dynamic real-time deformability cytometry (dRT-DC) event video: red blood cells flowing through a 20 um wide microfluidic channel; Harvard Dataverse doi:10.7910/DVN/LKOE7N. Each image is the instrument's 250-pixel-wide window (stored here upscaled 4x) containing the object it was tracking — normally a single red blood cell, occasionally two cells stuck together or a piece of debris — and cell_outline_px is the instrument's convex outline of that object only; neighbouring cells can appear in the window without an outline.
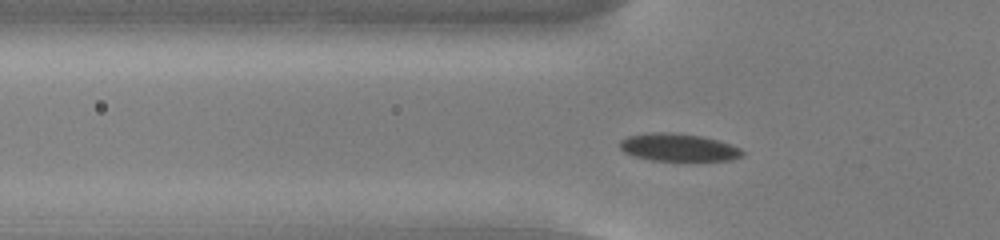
{"species": "common noctule bat (a hibernating species)", "species_latin": "Nyctalus noctula", "temperature_condition": "cold", "stored_images_in_passage": 47, "camera_frame_rate_fps": 3000, "um_per_image_px": 0.085, "animal": {"sex": "male", "body_mass_g": 13.0, "forearm_length_mm": 53.1}, "frame": {"image": 1, "passage_image": 10, "time_ms": 3.0, "image_size_px": [1000, 240], "cell_outline_px": [[744, 156], [732, 160], [688, 164], [648, 160], [624, 152], [620, 148], [620, 140], [628, 136], [652, 132], [672, 132], [704, 136], [720, 140], [740, 148], [744, 152]], "centroid_in_image_um": [57.74, 12.59], "position_along_channel_um": 68.1, "area_um2": 21.04}}
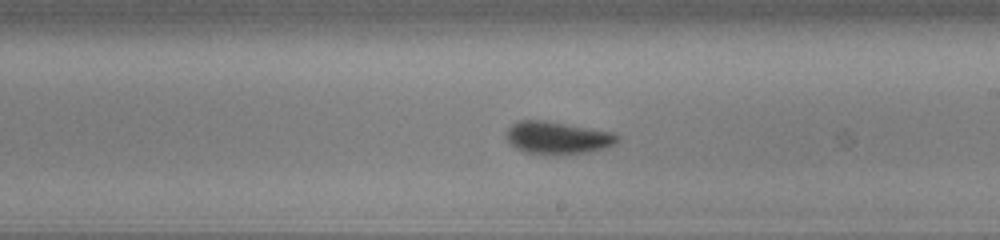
{"frame": {"image": 2, "passage_image": 24, "time_ms": 7.667, "image_size_px": [1000, 240], "cell_outline_px": [[620, 140], [616, 144], [608, 148], [588, 152], [552, 156], [524, 152], [516, 148], [504, 136], [504, 132], [512, 124], [520, 120], [544, 120], [612, 132], [620, 136]], "centroid_in_image_um": [47.4, 11.73], "position_along_channel_um": 241.6, "area_um2": 21.5}}
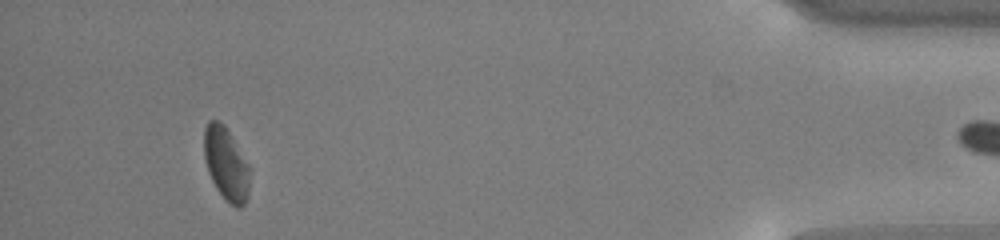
{"frame": {"image": 3, "passage_image": 43, "time_ms": 14.0, "image_size_px": [1000, 240], "cell_outline_px": [[252, 168], [248, 196], [244, 204], [240, 208], [236, 208], [216, 188], [208, 172], [204, 156], [204, 128], [208, 120], [220, 120], [224, 124]], "centroid_in_image_um": [19.25, 13.9], "position_along_channel_um": 415.9, "area_um2": 19.71}, "authors_computed_cell_mechanics": {"area_um2": 20.1722, "velocity_mm_per_s": 3.7545, "shape_relaxation_time_tau1_ms": 2.239, "shape_relaxation_time_tau2_ms": 2.3459, "deformation_change_tau1": 0.0811, "deformation_change_tau2": 0.0659}}